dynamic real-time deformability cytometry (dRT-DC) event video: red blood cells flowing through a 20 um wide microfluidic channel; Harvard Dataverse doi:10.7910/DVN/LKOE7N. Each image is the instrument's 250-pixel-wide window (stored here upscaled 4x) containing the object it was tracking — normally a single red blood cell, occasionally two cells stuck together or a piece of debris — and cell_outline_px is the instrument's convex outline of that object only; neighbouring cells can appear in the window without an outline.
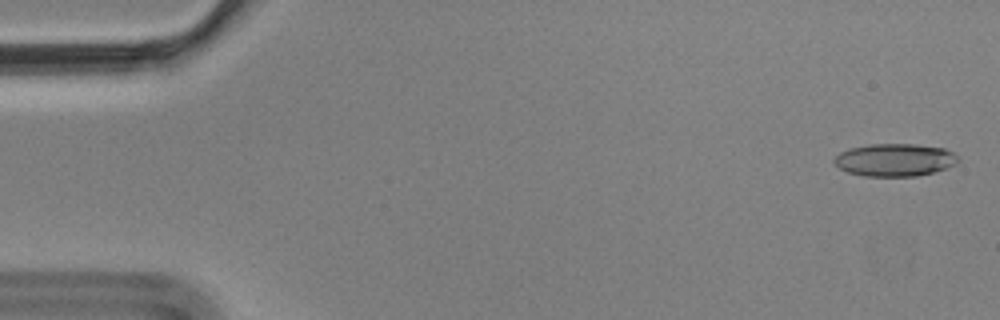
{"species": "Egyptian fruit bat (a non-hibernating species)", "species_latin": "Rousettus aegyptiacus", "temperature_condition": "cold", "stored_images_in_passage": 5, "camera_frame_rate_fps": 3000, "um_per_image_px": 0.085, "animal": {"sex": "male"}, "frame": {"image": 1, "passage_image": 1, "time_ms": 0.0, "image_size_px": [1000, 320], "cell_outline_px": [[960, 160], [956, 164], [932, 172], [916, 176], [864, 176], [848, 172], [840, 168], [832, 160], [840, 152], [848, 148], [872, 144], [916, 144], [944, 148], [952, 152]], "centroid_in_image_um": [76.04, 13.58], "position_along_channel_um": 9.0, "area_um2": 23.47}}